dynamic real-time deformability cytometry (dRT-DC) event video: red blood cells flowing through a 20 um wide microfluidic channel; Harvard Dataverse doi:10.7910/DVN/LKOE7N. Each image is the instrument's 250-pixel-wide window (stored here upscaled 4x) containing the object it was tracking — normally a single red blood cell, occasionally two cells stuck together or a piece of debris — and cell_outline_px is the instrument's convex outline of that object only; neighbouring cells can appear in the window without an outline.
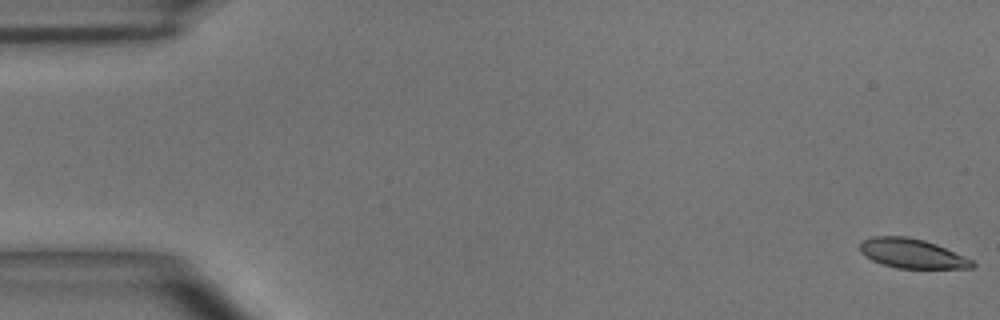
{"species": "common noctule bat (a hibernating species)", "species_latin": "Nyctalus noctula", "temperature_condition": "room temperature", "stored_images_in_passage": 50, "camera_frame_rate_fps": 3000, "um_per_image_px": 0.085, "animal": {"sex": "male", "body_mass_g": 15.6}, "frame": {"image": 1, "passage_image": 1, "time_ms": 0.0, "image_size_px": [1000, 320], "cell_outline_px": [[976, 264], [972, 268], [896, 268], [880, 264], [864, 256], [860, 252], [860, 240], [872, 236], [904, 236], [924, 240], [936, 244], [964, 256], [972, 260]], "centroid_in_image_um": [77.47, 21.54], "position_along_channel_um": 7.5, "area_um2": 19.36}}
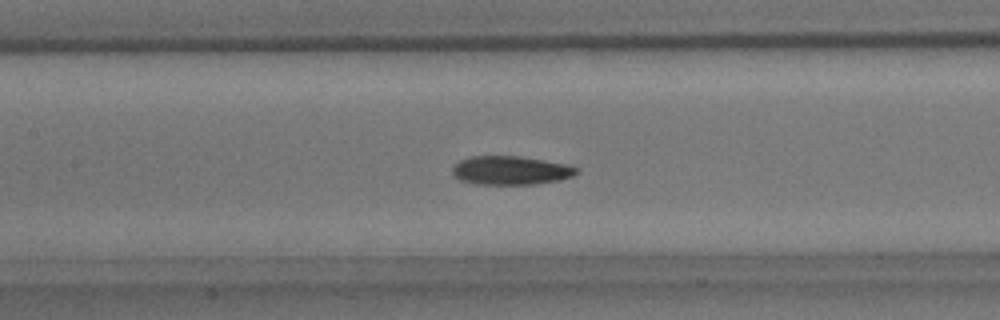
{"frame": {"image": 2, "passage_image": 23, "time_ms": 7.333, "image_size_px": [1000, 320], "cell_outline_px": [[580, 172], [572, 176], [560, 180], [536, 184], [476, 184], [460, 180], [452, 172], [452, 168], [460, 160], [472, 156], [520, 156], [564, 164], [580, 168]], "centroid_in_image_um": [43.43, 14.49], "position_along_channel_um": 164.0, "area_um2": 20.69}}
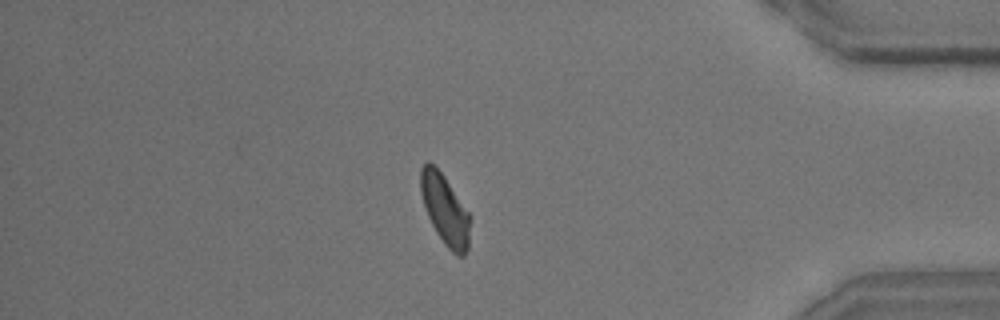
{"frame": {"image": 3, "passage_image": 43, "time_ms": 14.0, "image_size_px": [1000, 320], "cell_outline_px": [[472, 216], [468, 248], [464, 256], [456, 256], [444, 244], [436, 232], [428, 216], [420, 192], [420, 168], [428, 160], [444, 176]], "centroid_in_image_um": [37.85, 17.84], "position_along_channel_um": 397.3, "area_um2": 20.4}, "authors_computed_cell_mechanics": {"area_um2": 20.4612, "velocity_mm_per_s": 4.0165, "shape_relaxation_time_tau1_ms": 4.3951, "shape_relaxation_time_tau2_ms": 3.1543, "deformation_change_tau1": 0.1367, "deformation_change_tau2": 0.0984}}